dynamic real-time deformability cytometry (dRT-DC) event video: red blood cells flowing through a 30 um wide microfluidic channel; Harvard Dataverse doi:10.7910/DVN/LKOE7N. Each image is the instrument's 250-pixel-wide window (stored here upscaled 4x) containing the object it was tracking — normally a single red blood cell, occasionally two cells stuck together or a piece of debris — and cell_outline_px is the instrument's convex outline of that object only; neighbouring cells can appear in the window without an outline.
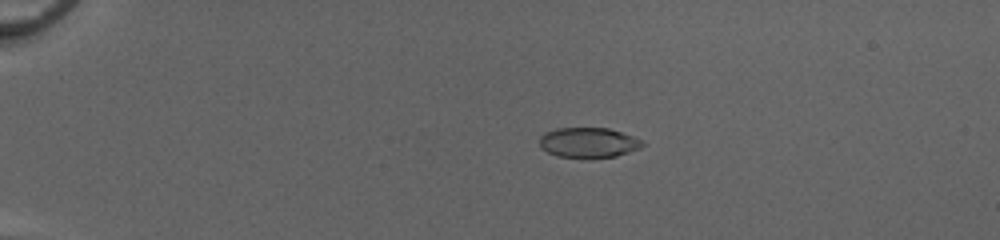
{"species": "common noctule bat (a hibernating species)", "species_latin": "Nyctalus noctula", "temperature_condition": "cold", "stored_images_in_passage": 52, "camera_frame_rate_fps": 3000, "um_per_image_px": 0.085, "animal": {"sex": "female", "body_mass_g": 20.0, "forearm_length_mm": 54.0}, "frame": {"image": 1, "passage_image": 13, "time_ms": 4.0, "image_size_px": [1000, 240], "cell_outline_px": [[644, 144], [640, 148], [616, 156], [556, 156], [540, 148], [540, 136], [544, 132], [556, 128], [608, 128], [644, 140]], "centroid_in_image_um": [50.0, 12.09], "position_along_channel_um": 35.0, "area_um2": 17.69}}
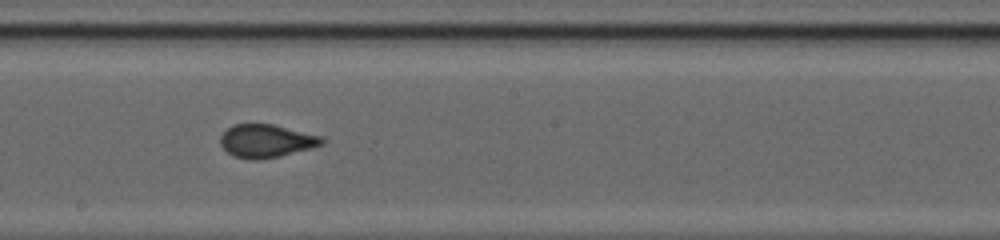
{"frame": {"image": 2, "passage_image": 32, "time_ms": 10.333, "image_size_px": [1000, 240], "cell_outline_px": [[324, 144], [312, 148], [280, 156], [256, 160], [252, 160], [232, 156], [220, 144], [220, 136], [232, 124], [272, 124], [320, 136], [324, 140]], "centroid_in_image_um": [22.61, 11.99], "position_along_channel_um": 225.6, "area_um2": 19.48}}
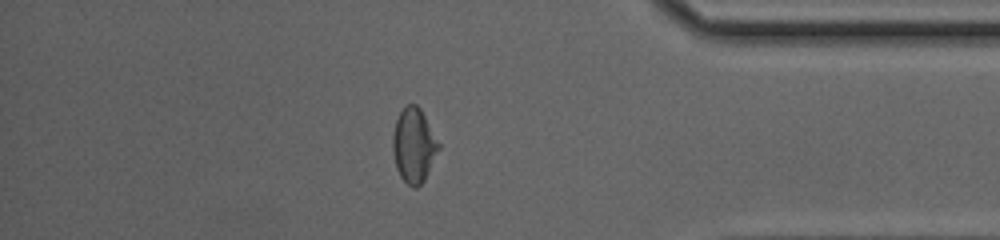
{"frame": {"image": 3, "passage_image": 46, "time_ms": 15.0, "image_size_px": [1000, 240], "cell_outline_px": [[440, 148], [424, 180], [416, 188], [412, 188], [400, 176], [396, 168], [392, 148], [392, 136], [396, 120], [404, 104], [416, 104], [420, 108], [440, 144]], "centroid_in_image_um": [35.16, 12.35], "position_along_channel_um": 400.0, "area_um2": 19.88}, "authors_computed_cell_mechanics": {"area_um2": 19.4786, "velocity_mm_per_s": 4.1487, "shape_relaxation_time_tau1_ms": 10.1785, "shape_relaxation_time_tau2_ms": 0.9091, "deformation_change_tau1": 0.2156, "deformation_change_tau2": 0.0488}}